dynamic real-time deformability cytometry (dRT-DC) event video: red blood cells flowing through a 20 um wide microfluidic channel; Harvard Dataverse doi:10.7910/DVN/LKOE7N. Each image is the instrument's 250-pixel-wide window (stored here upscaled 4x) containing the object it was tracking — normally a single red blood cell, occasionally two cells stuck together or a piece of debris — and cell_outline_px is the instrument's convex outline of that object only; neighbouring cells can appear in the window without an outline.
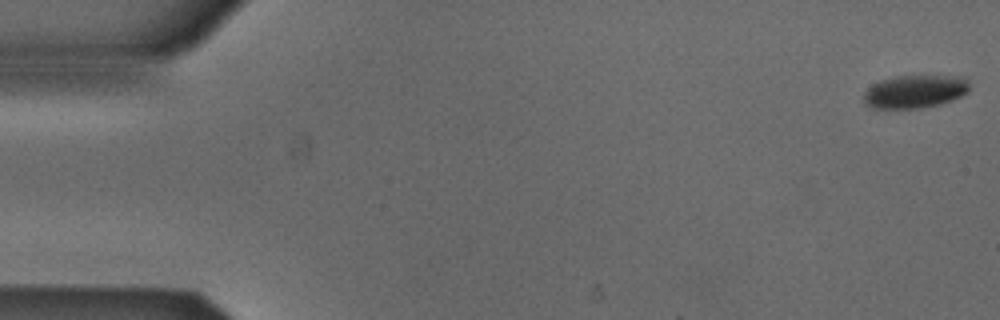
{"species": "Egyptian fruit bat (a non-hibernating species)", "species_latin": "Rousettus aegyptiacus", "temperature_condition": "cold", "stored_images_in_passage": 53, "camera_frame_rate_fps": 3000, "um_per_image_px": 0.085, "animal": {"sex": "male"}, "frame": {"image": 1, "passage_image": 1, "time_ms": 0.0, "image_size_px": [1000, 320], "cell_outline_px": [[968, 92], [952, 100], [940, 104], [920, 108], [872, 108], [864, 104], [864, 92], [872, 84], [880, 80], [896, 76], [968, 76]], "centroid_in_image_um": [77.77, 7.77], "position_along_channel_um": 7.2, "area_um2": 20.46}}
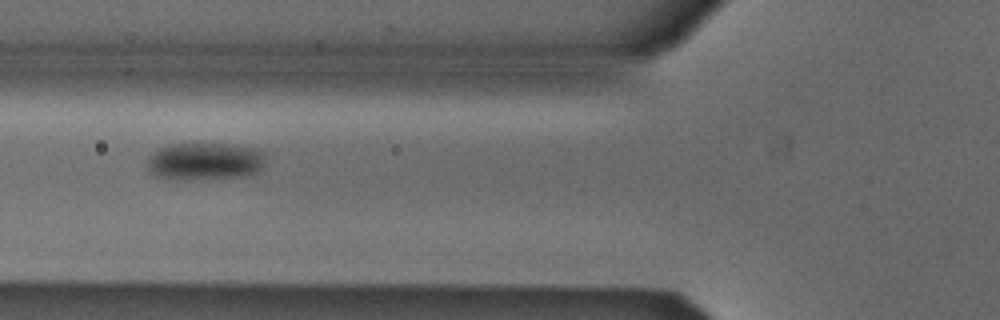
{"frame": {"image": 2, "passage_image": 20, "time_ms": 6.333, "image_size_px": [1000, 320], "cell_outline_px": [[264, 164], [260, 172], [248, 176], [204, 180], [168, 180], [156, 176], [148, 172], [144, 160], [152, 152], [160, 148], [172, 144], [232, 144], [252, 148], [264, 152]], "centroid_in_image_um": [17.36, 13.75], "position_along_channel_um": 108.4, "area_um2": 26.76}}
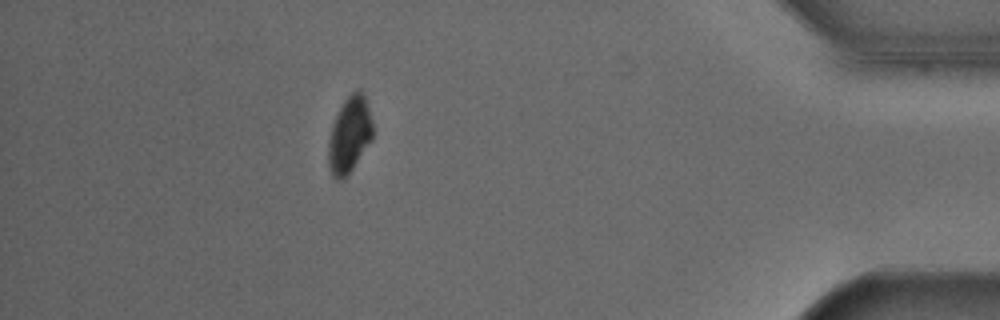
{"frame": {"image": 3, "passage_image": 47, "time_ms": 15.333, "image_size_px": [1000, 320], "cell_outline_px": [[372, 140], [352, 168], [340, 180], [336, 180], [332, 176], [328, 168], [328, 140], [332, 124], [344, 100], [356, 88], [360, 88], [364, 92], [372, 120]], "centroid_in_image_um": [29.7, 11.42], "position_along_channel_um": 405.5, "area_um2": 19.71}, "authors_computed_cell_mechanics": {"area_um2": 23.5246, "velocity_mm_per_s": 3.8817, "shape_relaxation_time_tau1_ms": 1.8791, "shape_relaxation_time_tau2_ms": null, "deformation_change_tau1": 0.039, "deformation_change_tau2": null}}